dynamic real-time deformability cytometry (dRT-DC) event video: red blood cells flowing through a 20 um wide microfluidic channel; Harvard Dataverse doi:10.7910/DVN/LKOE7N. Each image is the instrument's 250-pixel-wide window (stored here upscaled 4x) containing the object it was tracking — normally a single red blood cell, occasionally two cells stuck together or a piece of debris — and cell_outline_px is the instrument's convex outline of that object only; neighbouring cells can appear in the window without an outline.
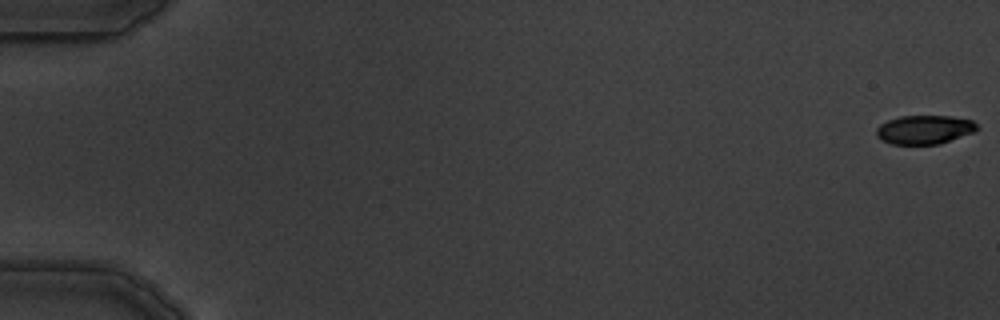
{"species": "common noctule bat (a hibernating species)", "species_latin": "Nyctalus noctula", "temperature_condition": "warm", "stored_images_in_passage": 6, "camera_frame_rate_fps": 3000, "um_per_image_px": 0.085, "animal": {"sex": "male", "body_mass_g": 19.5, "forearm_length_mm": 54.6}, "frame": {"image": 1, "passage_image": 1, "time_ms": 0.0, "image_size_px": [1000, 320], "cell_outline_px": [[980, 128], [972, 132], [940, 144], [892, 144], [880, 140], [876, 136], [876, 128], [880, 124], [888, 120], [900, 116], [952, 116], [972, 120]], "centroid_in_image_um": [78.55, 11.02], "position_along_channel_um": 6.5, "area_um2": 16.94}}
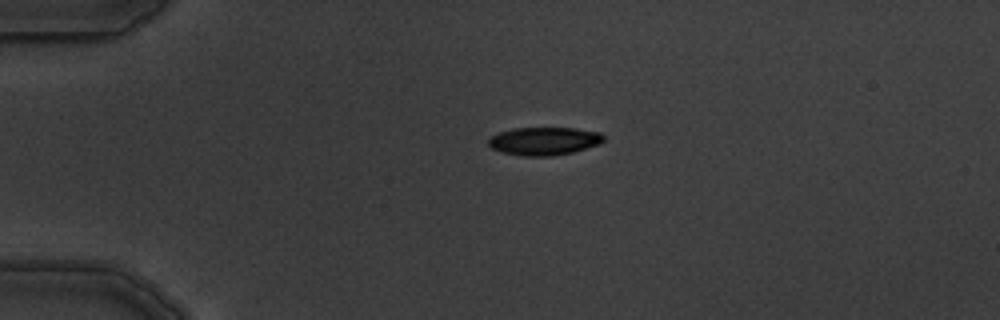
{"frame": {"image": 2, "passage_image": 5, "time_ms": 4.333, "image_size_px": [1000, 320], "cell_outline_px": [[604, 140], [600, 144], [572, 152], [552, 156], [524, 156], [500, 152], [492, 148], [488, 144], [488, 140], [492, 136], [500, 132], [512, 128], [576, 128], [600, 132], [604, 136]], "centroid_in_image_um": [46.25, 11.99], "position_along_channel_um": 38.7, "area_um2": 18.84}}